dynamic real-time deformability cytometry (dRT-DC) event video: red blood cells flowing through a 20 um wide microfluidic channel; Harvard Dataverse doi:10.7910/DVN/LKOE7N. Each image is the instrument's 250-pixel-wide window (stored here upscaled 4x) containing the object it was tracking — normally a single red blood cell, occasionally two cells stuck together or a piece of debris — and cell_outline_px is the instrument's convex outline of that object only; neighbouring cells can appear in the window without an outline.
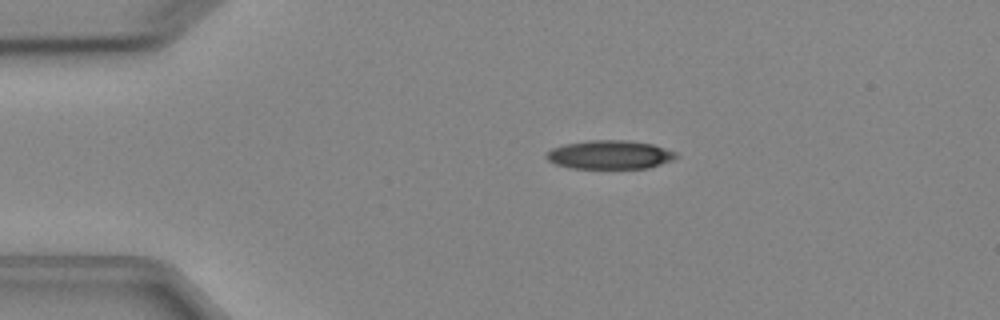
{"species": "Egyptian fruit bat (a non-hibernating species)", "species_latin": "Rousettus aegyptiacus", "temperature_condition": "cold", "stored_images_in_passage": 3, "camera_frame_rate_fps": 3000, "um_per_image_px": 0.085, "animal": {"sex": "female"}, "frame": {"image": 1, "passage_image": 2, "time_ms": 1.0, "image_size_px": [1000, 320], "cell_outline_px": [[680, 156], [672, 160], [648, 168], [572, 168], [556, 164], [548, 160], [544, 156], [552, 148], [564, 144], [588, 140], [628, 140], [652, 144], [676, 152]], "centroid_in_image_um": [51.84, 13.14], "position_along_channel_um": 33.2, "area_um2": 21.68}}